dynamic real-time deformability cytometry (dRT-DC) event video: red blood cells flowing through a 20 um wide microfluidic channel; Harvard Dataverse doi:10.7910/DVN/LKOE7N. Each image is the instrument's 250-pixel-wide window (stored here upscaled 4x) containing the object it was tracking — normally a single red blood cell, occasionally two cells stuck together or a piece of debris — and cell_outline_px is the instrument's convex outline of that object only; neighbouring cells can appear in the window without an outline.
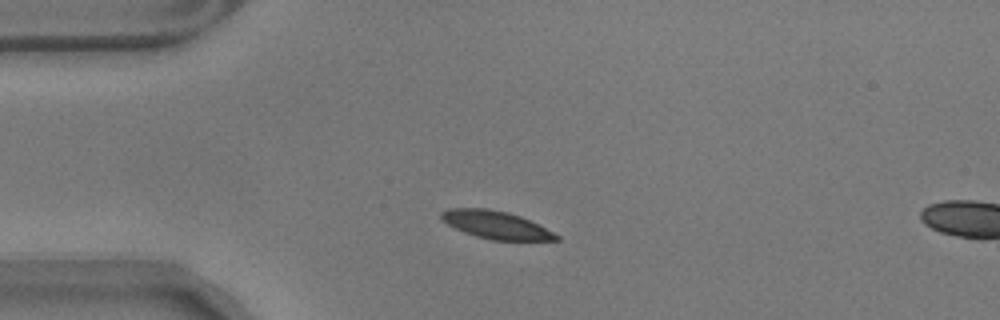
{"species": "common noctule bat (a hibernating species)", "species_latin": "Nyctalus noctula", "temperature_condition": "warm", "stored_images_in_passage": 5, "camera_frame_rate_fps": 3000, "um_per_image_px": 0.085, "animal": {"sex": "male", "body_mass_g": 17.9}, "frame": {"image": 1, "passage_image": 1, "time_ms": 0.0, "image_size_px": [1000, 320], "cell_outline_px": [[560, 240], [492, 240], [476, 236], [464, 232], [440, 220], [440, 212], [448, 208], [488, 208], [508, 212], [520, 216], [560, 236]], "centroid_in_image_um": [42.1, 19.1], "position_along_channel_um": 42.9, "area_um2": 18.44}}